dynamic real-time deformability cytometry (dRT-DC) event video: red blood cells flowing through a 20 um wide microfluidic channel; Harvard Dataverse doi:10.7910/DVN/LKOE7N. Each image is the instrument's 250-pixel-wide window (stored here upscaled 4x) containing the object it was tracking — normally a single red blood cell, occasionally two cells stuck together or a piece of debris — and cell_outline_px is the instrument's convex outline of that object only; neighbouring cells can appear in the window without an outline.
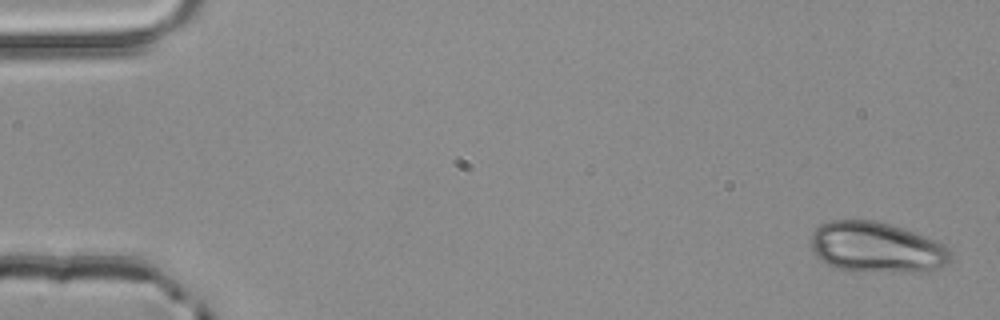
{"species": "common noctule bat (a hibernating species)", "species_latin": "Nyctalus noctula", "temperature_condition": "room temperature", "stored_images_in_passage": 3, "camera_frame_rate_fps": 3000, "um_per_image_px": 0.085, "animal": {"sex": "male", "body_mass_g": 20.4}, "frame": {"image": 1, "passage_image": 1, "time_ms": 0.0, "image_size_px": [1000, 320], "cell_outline_px": [[952, 260], [948, 264], [928, 272], [904, 272], [836, 268], [828, 264], [816, 256], [812, 248], [812, 232], [820, 224], [832, 220], [876, 220], [936, 240], [944, 244], [952, 252]], "centroid_in_image_um": [74.56, 21.02], "position_along_channel_um": 10.4, "area_um2": 40.92}}